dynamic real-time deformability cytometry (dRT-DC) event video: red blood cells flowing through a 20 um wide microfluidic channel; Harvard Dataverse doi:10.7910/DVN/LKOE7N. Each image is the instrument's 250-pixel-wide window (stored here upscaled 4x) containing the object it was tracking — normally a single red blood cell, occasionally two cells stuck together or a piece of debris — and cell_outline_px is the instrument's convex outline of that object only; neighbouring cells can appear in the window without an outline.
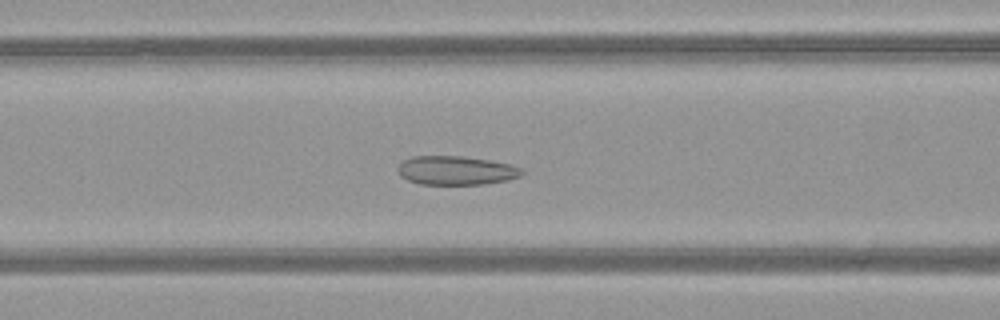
{"species": "common noctule bat (a hibernating species)", "species_latin": "Nyctalus noctula", "temperature_condition": "warm", "stored_images_in_passage": 48, "camera_frame_rate_fps": 3000, "um_per_image_px": 0.085, "animal": {"sex": "female", "body_mass_g": 21.9}, "frame": {"image": 1, "passage_image": 21, "time_ms": 6.667, "image_size_px": [1000, 320], "cell_outline_px": [[524, 172], [520, 176], [508, 180], [484, 184], [420, 184], [408, 180], [400, 176], [396, 168], [404, 160], [412, 156], [464, 156], [512, 164], [520, 168]], "centroid_in_image_um": [38.76, 14.48], "position_along_channel_um": 127.8, "area_um2": 20.92}}
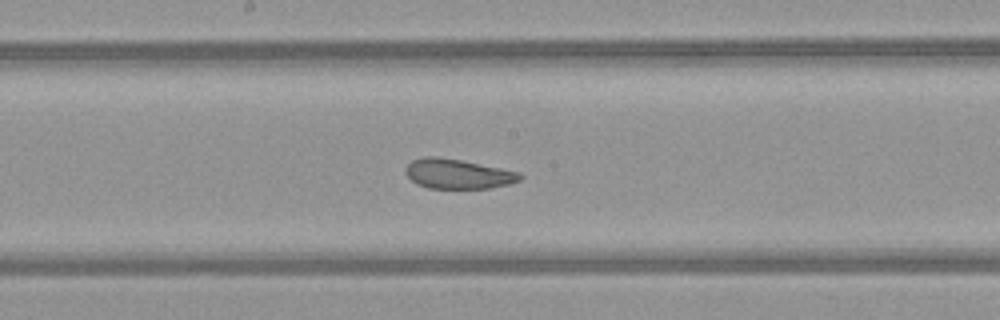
{"frame": {"image": 2, "passage_image": 27, "time_ms": 8.667, "image_size_px": [1000, 320], "cell_outline_px": [[524, 176], [520, 180], [508, 184], [492, 188], [428, 188], [416, 184], [404, 172], [404, 168], [412, 160], [424, 156], [436, 156], [460, 160], [520, 172]], "centroid_in_image_um": [38.9, 14.78], "position_along_channel_um": 209.3, "area_um2": 19.83}}
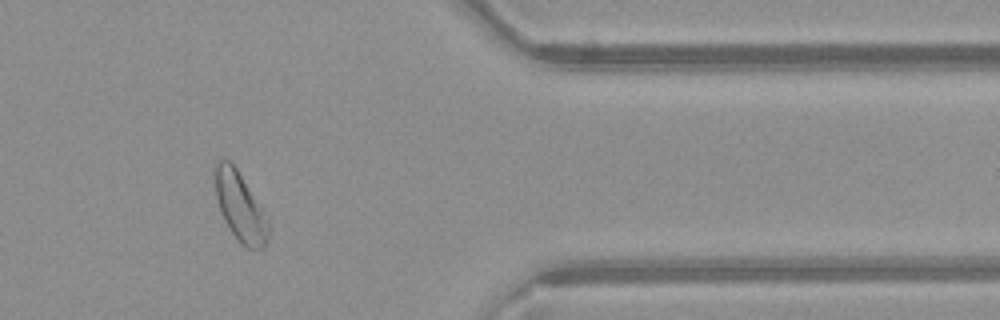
{"frame": {"image": 3, "passage_image": 42, "time_ms": 13.667, "image_size_px": [1000, 320], "cell_outline_px": [[268, 240], [264, 248], [248, 248], [240, 244], [224, 220], [216, 196], [212, 172], [212, 164], [216, 160], [224, 156], [232, 160], [268, 216]], "centroid_in_image_um": [20.37, 17.44], "position_along_channel_um": 391.0, "area_um2": 22.25}, "authors_computed_cell_mechanics": {"area_um2": 22.1952, "velocity_mm_per_s": 4.0679, "shape_relaxation_time_tau1_ms": 4.0941, "shape_relaxation_time_tau2_ms": 1.45, "deformation_change_tau1": 0.086, "deformation_change_tau2": 0.064}}